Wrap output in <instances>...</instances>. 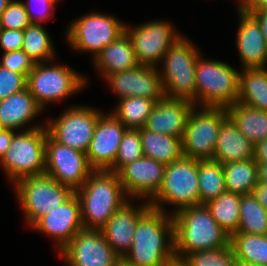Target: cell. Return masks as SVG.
<instances>
[{
    "mask_svg": "<svg viewBox=\"0 0 267 266\" xmlns=\"http://www.w3.org/2000/svg\"><path fill=\"white\" fill-rule=\"evenodd\" d=\"M93 63L104 79L112 73L131 70L140 65L132 40L126 32L104 47L95 56Z\"/></svg>",
    "mask_w": 267,
    "mask_h": 266,
    "instance_id": "obj_25",
    "label": "cell"
},
{
    "mask_svg": "<svg viewBox=\"0 0 267 266\" xmlns=\"http://www.w3.org/2000/svg\"><path fill=\"white\" fill-rule=\"evenodd\" d=\"M168 266H189V265L184 261V259L175 257L169 262Z\"/></svg>",
    "mask_w": 267,
    "mask_h": 266,
    "instance_id": "obj_49",
    "label": "cell"
},
{
    "mask_svg": "<svg viewBox=\"0 0 267 266\" xmlns=\"http://www.w3.org/2000/svg\"><path fill=\"white\" fill-rule=\"evenodd\" d=\"M241 70L237 102L267 111V67Z\"/></svg>",
    "mask_w": 267,
    "mask_h": 266,
    "instance_id": "obj_28",
    "label": "cell"
},
{
    "mask_svg": "<svg viewBox=\"0 0 267 266\" xmlns=\"http://www.w3.org/2000/svg\"><path fill=\"white\" fill-rule=\"evenodd\" d=\"M66 266H119L114 252L100 230L83 229L59 252Z\"/></svg>",
    "mask_w": 267,
    "mask_h": 266,
    "instance_id": "obj_15",
    "label": "cell"
},
{
    "mask_svg": "<svg viewBox=\"0 0 267 266\" xmlns=\"http://www.w3.org/2000/svg\"><path fill=\"white\" fill-rule=\"evenodd\" d=\"M264 8H267V0H243L238 9L251 15Z\"/></svg>",
    "mask_w": 267,
    "mask_h": 266,
    "instance_id": "obj_43",
    "label": "cell"
},
{
    "mask_svg": "<svg viewBox=\"0 0 267 266\" xmlns=\"http://www.w3.org/2000/svg\"><path fill=\"white\" fill-rule=\"evenodd\" d=\"M148 202L151 208L171 215L182 208L200 205L198 160L182 156L167 164L161 187ZM164 204L172 205L174 211L166 210Z\"/></svg>",
    "mask_w": 267,
    "mask_h": 266,
    "instance_id": "obj_6",
    "label": "cell"
},
{
    "mask_svg": "<svg viewBox=\"0 0 267 266\" xmlns=\"http://www.w3.org/2000/svg\"><path fill=\"white\" fill-rule=\"evenodd\" d=\"M34 65L35 62L23 50L5 52L0 61V66L21 73L26 78Z\"/></svg>",
    "mask_w": 267,
    "mask_h": 266,
    "instance_id": "obj_41",
    "label": "cell"
},
{
    "mask_svg": "<svg viewBox=\"0 0 267 266\" xmlns=\"http://www.w3.org/2000/svg\"><path fill=\"white\" fill-rule=\"evenodd\" d=\"M53 61L35 63L27 75L26 87L43 110L48 103L68 99L87 85L88 79L82 73Z\"/></svg>",
    "mask_w": 267,
    "mask_h": 266,
    "instance_id": "obj_7",
    "label": "cell"
},
{
    "mask_svg": "<svg viewBox=\"0 0 267 266\" xmlns=\"http://www.w3.org/2000/svg\"><path fill=\"white\" fill-rule=\"evenodd\" d=\"M31 228L56 241L57 253L83 230L80 201L74 193L58 208L40 217Z\"/></svg>",
    "mask_w": 267,
    "mask_h": 266,
    "instance_id": "obj_19",
    "label": "cell"
},
{
    "mask_svg": "<svg viewBox=\"0 0 267 266\" xmlns=\"http://www.w3.org/2000/svg\"><path fill=\"white\" fill-rule=\"evenodd\" d=\"M131 200L134 199H129L118 208L100 229L103 237L121 259L131 249L138 220L151 208L146 199L143 200L144 203L136 206Z\"/></svg>",
    "mask_w": 267,
    "mask_h": 266,
    "instance_id": "obj_20",
    "label": "cell"
},
{
    "mask_svg": "<svg viewBox=\"0 0 267 266\" xmlns=\"http://www.w3.org/2000/svg\"><path fill=\"white\" fill-rule=\"evenodd\" d=\"M165 164L148 157L124 165L117 175L125 194L135 200L149 201L160 189L163 182Z\"/></svg>",
    "mask_w": 267,
    "mask_h": 266,
    "instance_id": "obj_18",
    "label": "cell"
},
{
    "mask_svg": "<svg viewBox=\"0 0 267 266\" xmlns=\"http://www.w3.org/2000/svg\"><path fill=\"white\" fill-rule=\"evenodd\" d=\"M254 144L227 116L221 123L213 160L221 164L254 158Z\"/></svg>",
    "mask_w": 267,
    "mask_h": 266,
    "instance_id": "obj_24",
    "label": "cell"
},
{
    "mask_svg": "<svg viewBox=\"0 0 267 266\" xmlns=\"http://www.w3.org/2000/svg\"><path fill=\"white\" fill-rule=\"evenodd\" d=\"M59 0H27L22 1L25 7V10L28 14L31 24H42L45 23L48 19H51V16L54 17L55 5ZM37 7V10L35 8ZM37 12H35V10Z\"/></svg>",
    "mask_w": 267,
    "mask_h": 266,
    "instance_id": "obj_39",
    "label": "cell"
},
{
    "mask_svg": "<svg viewBox=\"0 0 267 266\" xmlns=\"http://www.w3.org/2000/svg\"><path fill=\"white\" fill-rule=\"evenodd\" d=\"M184 261L189 266H237V259L230 244L222 248L191 252Z\"/></svg>",
    "mask_w": 267,
    "mask_h": 266,
    "instance_id": "obj_36",
    "label": "cell"
},
{
    "mask_svg": "<svg viewBox=\"0 0 267 266\" xmlns=\"http://www.w3.org/2000/svg\"><path fill=\"white\" fill-rule=\"evenodd\" d=\"M237 232L267 235V210L250 194L241 195L240 220Z\"/></svg>",
    "mask_w": 267,
    "mask_h": 266,
    "instance_id": "obj_35",
    "label": "cell"
},
{
    "mask_svg": "<svg viewBox=\"0 0 267 266\" xmlns=\"http://www.w3.org/2000/svg\"><path fill=\"white\" fill-rule=\"evenodd\" d=\"M175 257L172 215L150 208L138 220L131 249L122 262L128 266H168Z\"/></svg>",
    "mask_w": 267,
    "mask_h": 266,
    "instance_id": "obj_1",
    "label": "cell"
},
{
    "mask_svg": "<svg viewBox=\"0 0 267 266\" xmlns=\"http://www.w3.org/2000/svg\"><path fill=\"white\" fill-rule=\"evenodd\" d=\"M200 109V110H199ZM195 106L189 114L182 138L183 156L195 160H212L226 107Z\"/></svg>",
    "mask_w": 267,
    "mask_h": 266,
    "instance_id": "obj_11",
    "label": "cell"
},
{
    "mask_svg": "<svg viewBox=\"0 0 267 266\" xmlns=\"http://www.w3.org/2000/svg\"><path fill=\"white\" fill-rule=\"evenodd\" d=\"M103 80L118 95V99L137 96L159 101L164 97L158 67L139 65L131 70L112 73Z\"/></svg>",
    "mask_w": 267,
    "mask_h": 266,
    "instance_id": "obj_16",
    "label": "cell"
},
{
    "mask_svg": "<svg viewBox=\"0 0 267 266\" xmlns=\"http://www.w3.org/2000/svg\"><path fill=\"white\" fill-rule=\"evenodd\" d=\"M27 78L0 66V100L26 88Z\"/></svg>",
    "mask_w": 267,
    "mask_h": 266,
    "instance_id": "obj_40",
    "label": "cell"
},
{
    "mask_svg": "<svg viewBox=\"0 0 267 266\" xmlns=\"http://www.w3.org/2000/svg\"><path fill=\"white\" fill-rule=\"evenodd\" d=\"M258 182L267 183V162H256Z\"/></svg>",
    "mask_w": 267,
    "mask_h": 266,
    "instance_id": "obj_48",
    "label": "cell"
},
{
    "mask_svg": "<svg viewBox=\"0 0 267 266\" xmlns=\"http://www.w3.org/2000/svg\"><path fill=\"white\" fill-rule=\"evenodd\" d=\"M75 193L80 201L83 228L86 230H100L113 213L130 199L117 173L109 170H94Z\"/></svg>",
    "mask_w": 267,
    "mask_h": 266,
    "instance_id": "obj_3",
    "label": "cell"
},
{
    "mask_svg": "<svg viewBox=\"0 0 267 266\" xmlns=\"http://www.w3.org/2000/svg\"><path fill=\"white\" fill-rule=\"evenodd\" d=\"M252 194L256 200L267 210V183L257 182Z\"/></svg>",
    "mask_w": 267,
    "mask_h": 266,
    "instance_id": "obj_45",
    "label": "cell"
},
{
    "mask_svg": "<svg viewBox=\"0 0 267 266\" xmlns=\"http://www.w3.org/2000/svg\"><path fill=\"white\" fill-rule=\"evenodd\" d=\"M11 1L12 0H0V17Z\"/></svg>",
    "mask_w": 267,
    "mask_h": 266,
    "instance_id": "obj_50",
    "label": "cell"
},
{
    "mask_svg": "<svg viewBox=\"0 0 267 266\" xmlns=\"http://www.w3.org/2000/svg\"><path fill=\"white\" fill-rule=\"evenodd\" d=\"M237 266H262V265L237 260Z\"/></svg>",
    "mask_w": 267,
    "mask_h": 266,
    "instance_id": "obj_51",
    "label": "cell"
},
{
    "mask_svg": "<svg viewBox=\"0 0 267 266\" xmlns=\"http://www.w3.org/2000/svg\"><path fill=\"white\" fill-rule=\"evenodd\" d=\"M171 24L167 20L154 19L134 27L125 25L140 65L158 67L170 46L183 35Z\"/></svg>",
    "mask_w": 267,
    "mask_h": 266,
    "instance_id": "obj_13",
    "label": "cell"
},
{
    "mask_svg": "<svg viewBox=\"0 0 267 266\" xmlns=\"http://www.w3.org/2000/svg\"><path fill=\"white\" fill-rule=\"evenodd\" d=\"M238 130L254 145L267 138V111L235 102L226 107Z\"/></svg>",
    "mask_w": 267,
    "mask_h": 266,
    "instance_id": "obj_26",
    "label": "cell"
},
{
    "mask_svg": "<svg viewBox=\"0 0 267 266\" xmlns=\"http://www.w3.org/2000/svg\"><path fill=\"white\" fill-rule=\"evenodd\" d=\"M251 15L258 21L267 43V8L258 10Z\"/></svg>",
    "mask_w": 267,
    "mask_h": 266,
    "instance_id": "obj_47",
    "label": "cell"
},
{
    "mask_svg": "<svg viewBox=\"0 0 267 266\" xmlns=\"http://www.w3.org/2000/svg\"><path fill=\"white\" fill-rule=\"evenodd\" d=\"M198 185L200 205L216 199L226 191L224 169L215 160H198Z\"/></svg>",
    "mask_w": 267,
    "mask_h": 266,
    "instance_id": "obj_32",
    "label": "cell"
},
{
    "mask_svg": "<svg viewBox=\"0 0 267 266\" xmlns=\"http://www.w3.org/2000/svg\"><path fill=\"white\" fill-rule=\"evenodd\" d=\"M143 156L165 165L183 156L182 139L171 135L160 134L140 129Z\"/></svg>",
    "mask_w": 267,
    "mask_h": 266,
    "instance_id": "obj_27",
    "label": "cell"
},
{
    "mask_svg": "<svg viewBox=\"0 0 267 266\" xmlns=\"http://www.w3.org/2000/svg\"><path fill=\"white\" fill-rule=\"evenodd\" d=\"M175 256L184 259L194 251L226 247L227 235L205 205L186 207L172 214Z\"/></svg>",
    "mask_w": 267,
    "mask_h": 266,
    "instance_id": "obj_2",
    "label": "cell"
},
{
    "mask_svg": "<svg viewBox=\"0 0 267 266\" xmlns=\"http://www.w3.org/2000/svg\"><path fill=\"white\" fill-rule=\"evenodd\" d=\"M119 266H128L126 264H124L122 261L120 262Z\"/></svg>",
    "mask_w": 267,
    "mask_h": 266,
    "instance_id": "obj_52",
    "label": "cell"
},
{
    "mask_svg": "<svg viewBox=\"0 0 267 266\" xmlns=\"http://www.w3.org/2000/svg\"><path fill=\"white\" fill-rule=\"evenodd\" d=\"M125 25L111 14L91 12L69 24L66 31L68 45L81 53L93 54V58L107 45L125 32Z\"/></svg>",
    "mask_w": 267,
    "mask_h": 266,
    "instance_id": "obj_10",
    "label": "cell"
},
{
    "mask_svg": "<svg viewBox=\"0 0 267 266\" xmlns=\"http://www.w3.org/2000/svg\"><path fill=\"white\" fill-rule=\"evenodd\" d=\"M45 156V174L74 192L94 171L85 152L61 144L49 134L46 138Z\"/></svg>",
    "mask_w": 267,
    "mask_h": 266,
    "instance_id": "obj_14",
    "label": "cell"
},
{
    "mask_svg": "<svg viewBox=\"0 0 267 266\" xmlns=\"http://www.w3.org/2000/svg\"><path fill=\"white\" fill-rule=\"evenodd\" d=\"M43 24H30L23 30V50L35 63L55 60V47Z\"/></svg>",
    "mask_w": 267,
    "mask_h": 266,
    "instance_id": "obj_33",
    "label": "cell"
},
{
    "mask_svg": "<svg viewBox=\"0 0 267 266\" xmlns=\"http://www.w3.org/2000/svg\"><path fill=\"white\" fill-rule=\"evenodd\" d=\"M30 24L24 4L19 0H12L0 17V29L24 30Z\"/></svg>",
    "mask_w": 267,
    "mask_h": 266,
    "instance_id": "obj_38",
    "label": "cell"
},
{
    "mask_svg": "<svg viewBox=\"0 0 267 266\" xmlns=\"http://www.w3.org/2000/svg\"><path fill=\"white\" fill-rule=\"evenodd\" d=\"M239 26L236 45L243 68L267 67V43L258 21L250 14L237 9Z\"/></svg>",
    "mask_w": 267,
    "mask_h": 266,
    "instance_id": "obj_22",
    "label": "cell"
},
{
    "mask_svg": "<svg viewBox=\"0 0 267 266\" xmlns=\"http://www.w3.org/2000/svg\"><path fill=\"white\" fill-rule=\"evenodd\" d=\"M102 113L92 106L73 105L60 113L57 119H48L45 126L55 141L86 153Z\"/></svg>",
    "mask_w": 267,
    "mask_h": 266,
    "instance_id": "obj_12",
    "label": "cell"
},
{
    "mask_svg": "<svg viewBox=\"0 0 267 266\" xmlns=\"http://www.w3.org/2000/svg\"><path fill=\"white\" fill-rule=\"evenodd\" d=\"M15 130L0 128V160L9 149Z\"/></svg>",
    "mask_w": 267,
    "mask_h": 266,
    "instance_id": "obj_44",
    "label": "cell"
},
{
    "mask_svg": "<svg viewBox=\"0 0 267 266\" xmlns=\"http://www.w3.org/2000/svg\"><path fill=\"white\" fill-rule=\"evenodd\" d=\"M48 130L46 126L27 131H16L0 166L10 183L45 174V152Z\"/></svg>",
    "mask_w": 267,
    "mask_h": 266,
    "instance_id": "obj_8",
    "label": "cell"
},
{
    "mask_svg": "<svg viewBox=\"0 0 267 266\" xmlns=\"http://www.w3.org/2000/svg\"><path fill=\"white\" fill-rule=\"evenodd\" d=\"M240 201V194L225 191L216 199L205 204L211 216L230 237L239 229Z\"/></svg>",
    "mask_w": 267,
    "mask_h": 266,
    "instance_id": "obj_29",
    "label": "cell"
},
{
    "mask_svg": "<svg viewBox=\"0 0 267 266\" xmlns=\"http://www.w3.org/2000/svg\"><path fill=\"white\" fill-rule=\"evenodd\" d=\"M237 260L267 266V235L237 232L230 237Z\"/></svg>",
    "mask_w": 267,
    "mask_h": 266,
    "instance_id": "obj_34",
    "label": "cell"
},
{
    "mask_svg": "<svg viewBox=\"0 0 267 266\" xmlns=\"http://www.w3.org/2000/svg\"><path fill=\"white\" fill-rule=\"evenodd\" d=\"M23 30L0 29V47L5 52L21 50Z\"/></svg>",
    "mask_w": 267,
    "mask_h": 266,
    "instance_id": "obj_42",
    "label": "cell"
},
{
    "mask_svg": "<svg viewBox=\"0 0 267 266\" xmlns=\"http://www.w3.org/2000/svg\"><path fill=\"white\" fill-rule=\"evenodd\" d=\"M226 191L240 195L250 194L256 186L257 166L253 159L222 164Z\"/></svg>",
    "mask_w": 267,
    "mask_h": 266,
    "instance_id": "obj_30",
    "label": "cell"
},
{
    "mask_svg": "<svg viewBox=\"0 0 267 266\" xmlns=\"http://www.w3.org/2000/svg\"><path fill=\"white\" fill-rule=\"evenodd\" d=\"M40 112H45L35 101L27 87L17 93L0 100V128L23 131L45 126L44 123L32 125ZM30 125V126H29ZM24 126H29L26 129Z\"/></svg>",
    "mask_w": 267,
    "mask_h": 266,
    "instance_id": "obj_23",
    "label": "cell"
},
{
    "mask_svg": "<svg viewBox=\"0 0 267 266\" xmlns=\"http://www.w3.org/2000/svg\"><path fill=\"white\" fill-rule=\"evenodd\" d=\"M143 157L140 129H127L119 145L117 157L109 171L117 173L124 165Z\"/></svg>",
    "mask_w": 267,
    "mask_h": 266,
    "instance_id": "obj_37",
    "label": "cell"
},
{
    "mask_svg": "<svg viewBox=\"0 0 267 266\" xmlns=\"http://www.w3.org/2000/svg\"><path fill=\"white\" fill-rule=\"evenodd\" d=\"M255 162H267V138L254 146Z\"/></svg>",
    "mask_w": 267,
    "mask_h": 266,
    "instance_id": "obj_46",
    "label": "cell"
},
{
    "mask_svg": "<svg viewBox=\"0 0 267 266\" xmlns=\"http://www.w3.org/2000/svg\"><path fill=\"white\" fill-rule=\"evenodd\" d=\"M13 185L17 201L23 210L24 220L29 227L75 193L46 174L21 178Z\"/></svg>",
    "mask_w": 267,
    "mask_h": 266,
    "instance_id": "obj_9",
    "label": "cell"
},
{
    "mask_svg": "<svg viewBox=\"0 0 267 266\" xmlns=\"http://www.w3.org/2000/svg\"><path fill=\"white\" fill-rule=\"evenodd\" d=\"M126 130L111 112L100 115L86 152L88 162L94 170H109L113 166Z\"/></svg>",
    "mask_w": 267,
    "mask_h": 266,
    "instance_id": "obj_17",
    "label": "cell"
},
{
    "mask_svg": "<svg viewBox=\"0 0 267 266\" xmlns=\"http://www.w3.org/2000/svg\"><path fill=\"white\" fill-rule=\"evenodd\" d=\"M242 1H243V0H238V2H237V3L239 4V5H238V8H239V6H240V4H241Z\"/></svg>",
    "mask_w": 267,
    "mask_h": 266,
    "instance_id": "obj_53",
    "label": "cell"
},
{
    "mask_svg": "<svg viewBox=\"0 0 267 266\" xmlns=\"http://www.w3.org/2000/svg\"><path fill=\"white\" fill-rule=\"evenodd\" d=\"M240 71L200 54L195 66L196 106L228 107L238 101ZM200 105V106H199Z\"/></svg>",
    "mask_w": 267,
    "mask_h": 266,
    "instance_id": "obj_5",
    "label": "cell"
},
{
    "mask_svg": "<svg viewBox=\"0 0 267 266\" xmlns=\"http://www.w3.org/2000/svg\"><path fill=\"white\" fill-rule=\"evenodd\" d=\"M182 35L164 54L159 67L164 96L186 99L196 106L195 66L200 50Z\"/></svg>",
    "mask_w": 267,
    "mask_h": 266,
    "instance_id": "obj_4",
    "label": "cell"
},
{
    "mask_svg": "<svg viewBox=\"0 0 267 266\" xmlns=\"http://www.w3.org/2000/svg\"><path fill=\"white\" fill-rule=\"evenodd\" d=\"M194 107L193 102L189 100L164 96L156 102L144 128L182 139L189 114Z\"/></svg>",
    "mask_w": 267,
    "mask_h": 266,
    "instance_id": "obj_21",
    "label": "cell"
},
{
    "mask_svg": "<svg viewBox=\"0 0 267 266\" xmlns=\"http://www.w3.org/2000/svg\"><path fill=\"white\" fill-rule=\"evenodd\" d=\"M156 100L143 97H125L118 99L111 112L127 129L139 130L145 127L148 116L156 104Z\"/></svg>",
    "mask_w": 267,
    "mask_h": 266,
    "instance_id": "obj_31",
    "label": "cell"
}]
</instances>
